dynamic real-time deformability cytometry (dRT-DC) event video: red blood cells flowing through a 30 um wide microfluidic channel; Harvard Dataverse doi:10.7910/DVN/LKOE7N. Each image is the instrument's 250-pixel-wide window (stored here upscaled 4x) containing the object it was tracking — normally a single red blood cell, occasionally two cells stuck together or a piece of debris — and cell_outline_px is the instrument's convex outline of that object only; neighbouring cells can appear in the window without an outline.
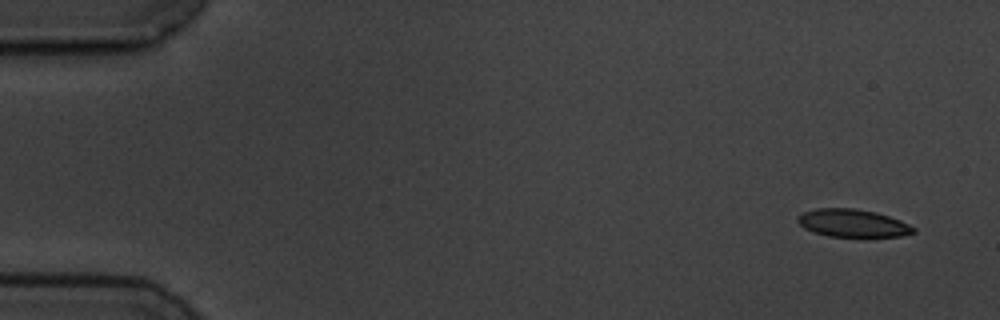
{"species": "common noctule bat (a hibernating species)", "species_latin": "Nyctalus noctula", "temperature_condition": "cold", "stored_images_in_passage": 5, "camera_frame_rate_fps": 3000, "um_per_image_px": 0.085, "animal": {"sex": "male", "body_mass_g": 19.5, "forearm_length_mm": 54.6}, "frame": {"image": 1, "passage_image": 1, "time_ms": 0.0, "image_size_px": [1000, 320], "cell_outline_px": [[916, 232], [900, 236], [828, 236], [812, 232], [804, 228], [796, 220], [796, 216], [804, 212], [816, 208], [856, 208], [876, 212], [900, 220], [916, 228]], "centroid_in_image_um": [72.45, 18.96], "position_along_channel_um": 12.5, "area_um2": 18.73}}